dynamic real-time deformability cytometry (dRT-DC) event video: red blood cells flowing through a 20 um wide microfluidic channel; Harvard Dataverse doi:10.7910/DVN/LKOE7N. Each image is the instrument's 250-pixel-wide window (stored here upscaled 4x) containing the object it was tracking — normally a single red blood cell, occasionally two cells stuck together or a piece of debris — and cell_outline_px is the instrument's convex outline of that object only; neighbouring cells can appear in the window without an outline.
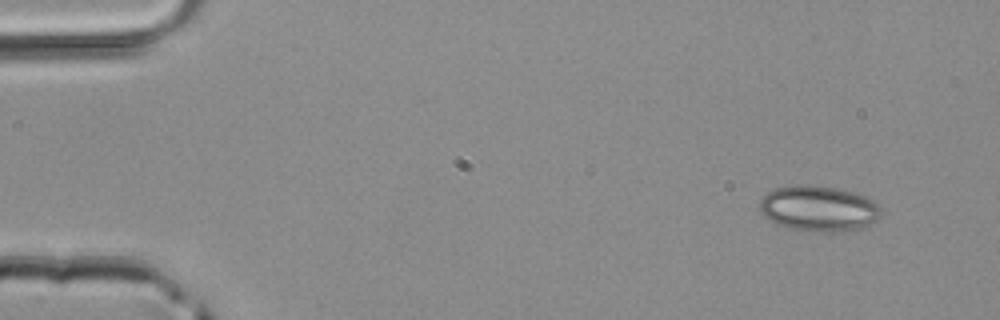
{"species": "common noctule bat (a hibernating species)", "species_latin": "Nyctalus noctula", "temperature_condition": "room temperature", "stored_images_in_passage": 3, "camera_frame_rate_fps": 3000, "um_per_image_px": 0.085, "animal": {"sex": "male", "body_mass_g": 20.4}, "frame": {"image": 1, "passage_image": 1, "time_ms": 0.0, "image_size_px": [1000, 320], "cell_outline_px": [[880, 216], [876, 220], [868, 224], [856, 228], [840, 232], [820, 232], [792, 228], [776, 224], [768, 220], [760, 212], [760, 196], [776, 188], [792, 184], [812, 184], [840, 188], [864, 196], [872, 200], [880, 208]], "centroid_in_image_um": [69.52, 17.7], "position_along_channel_um": 15.5, "area_um2": 32.37}}